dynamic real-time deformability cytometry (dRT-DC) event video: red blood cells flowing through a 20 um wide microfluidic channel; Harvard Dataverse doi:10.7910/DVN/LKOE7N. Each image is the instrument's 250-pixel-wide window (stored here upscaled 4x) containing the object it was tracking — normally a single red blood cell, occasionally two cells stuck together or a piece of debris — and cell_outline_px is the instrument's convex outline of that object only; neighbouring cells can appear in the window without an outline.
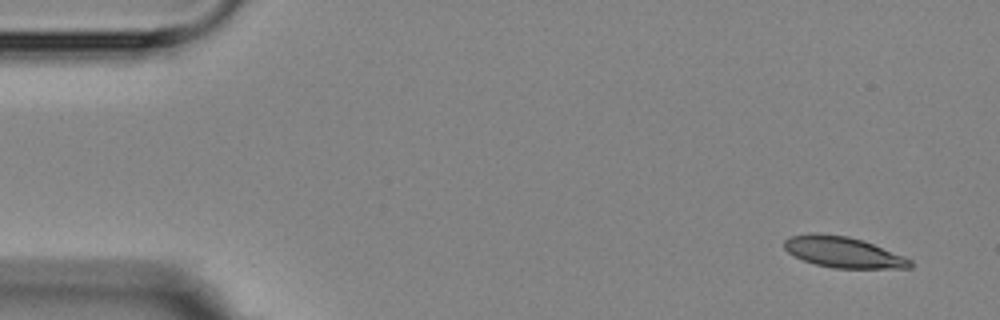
{"species": "Egyptian fruit bat (a non-hibernating species)", "species_latin": "Rousettus aegyptiacus", "temperature_condition": "room temperature", "stored_images_in_passage": 6, "camera_frame_rate_fps": 3000, "um_per_image_px": 0.085, "animal": {"sex": "female"}, "frame": {"image": 1, "passage_image": 1, "time_ms": 0.0, "image_size_px": [1000, 320], "cell_outline_px": [[912, 268], [832, 268], [816, 264], [804, 260], [788, 252], [784, 248], [784, 240], [792, 236], [808, 232], [816, 232], [848, 236], [864, 240], [904, 256], [912, 260]], "centroid_in_image_um": [71.67, 21.42], "position_along_channel_um": 13.3, "area_um2": 22.77}}
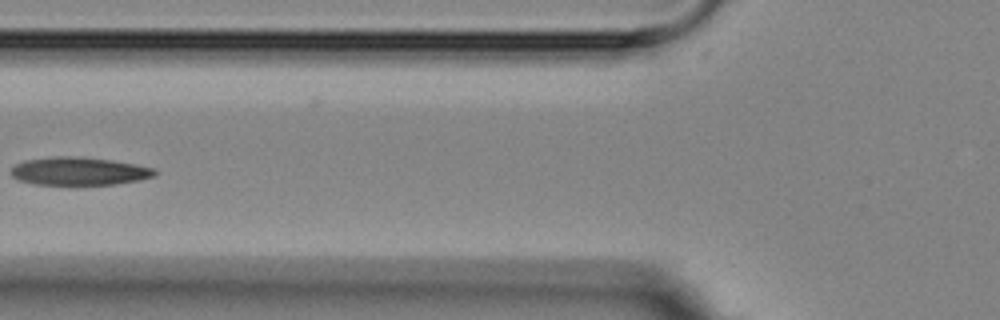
{"frame": {"image": 2, "passage_image": 5, "time_ms": 6.0, "image_size_px": [1000, 320], "cell_outline_px": [[156, 176], [140, 180], [116, 184], [36, 184], [20, 180], [12, 176], [12, 168], [16, 164], [24, 160], [52, 156], [76, 156], [112, 160], [152, 168], [156, 172]], "centroid_in_image_um": [6.71, 14.54], "position_along_channel_um": 119.1, "area_um2": 23.24}}
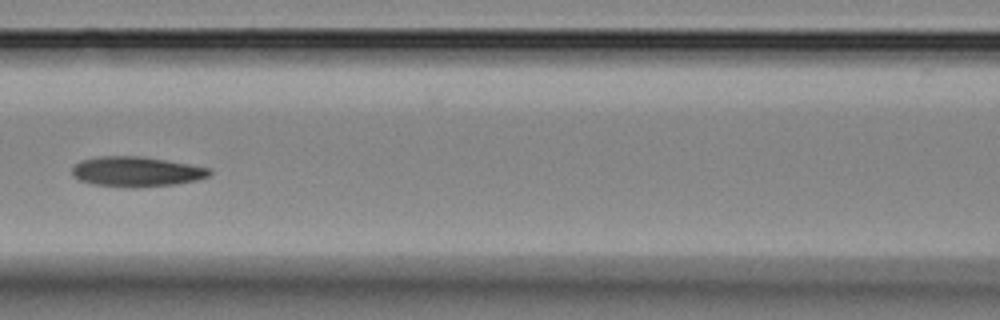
{"frame": {"image": 3, "passage_image": 6, "time_ms": 7.0, "image_size_px": [1000, 320], "cell_outline_px": [[212, 172], [208, 176], [196, 180], [176, 184], [128, 188], [124, 188], [92, 184], [80, 180], [72, 176], [72, 168], [80, 160], [96, 156], [144, 156], [212, 168]], "centroid_in_image_um": [11.58, 14.58], "position_along_channel_um": 155.0, "area_um2": 24.33}}